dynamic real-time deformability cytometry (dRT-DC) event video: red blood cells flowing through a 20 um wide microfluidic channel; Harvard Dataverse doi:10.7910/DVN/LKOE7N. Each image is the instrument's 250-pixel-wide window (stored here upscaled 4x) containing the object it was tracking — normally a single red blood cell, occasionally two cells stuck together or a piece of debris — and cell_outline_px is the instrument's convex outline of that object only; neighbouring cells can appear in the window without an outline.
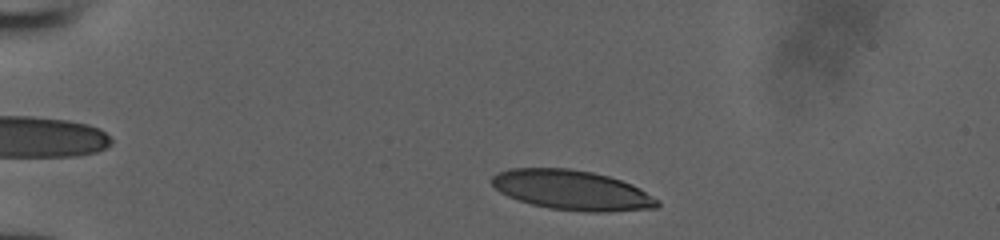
{"species": "human", "species_latin": "Homo sapiens", "temperature_condition": "room temperature", "stored_images_in_passage": 37, "camera_frame_rate_fps": 3000, "um_per_image_px": 0.085, "donor": {"sex": "male"}, "frame": {"image": 1, "passage_image": 4, "time_ms": 1.0, "image_size_px": [1000, 240], "cell_outline_px": [[660, 204], [656, 208], [608, 212], [584, 212], [548, 208], [532, 204], [508, 196], [500, 192], [492, 184], [492, 176], [496, 172], [508, 168], [568, 168], [592, 172], [608, 176], [632, 184], [640, 188], [660, 200]], "centroid_in_image_um": [48.63, 16.16], "position_along_channel_um": 36.4, "area_um2": 38.55}}
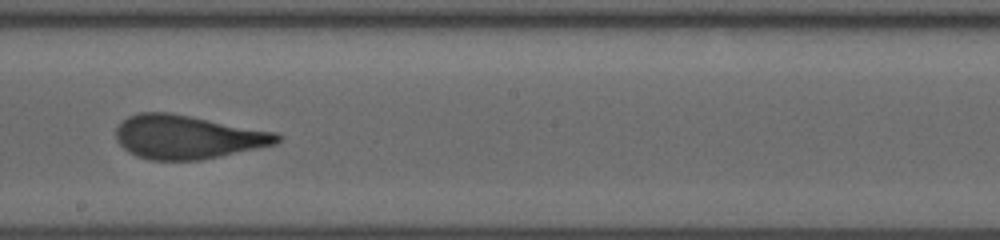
{"frame": {"image": 2, "passage_image": 23, "time_ms": 7.333, "image_size_px": [1000, 240], "cell_outline_px": [[280, 140], [276, 144], [220, 156], [200, 160], [148, 160], [136, 156], [128, 152], [116, 140], [116, 128], [128, 116], [140, 112], [168, 112], [276, 132], [280, 136]], "centroid_in_image_um": [15.9, 11.65], "position_along_channel_um": 232.3, "area_um2": 40.81}}
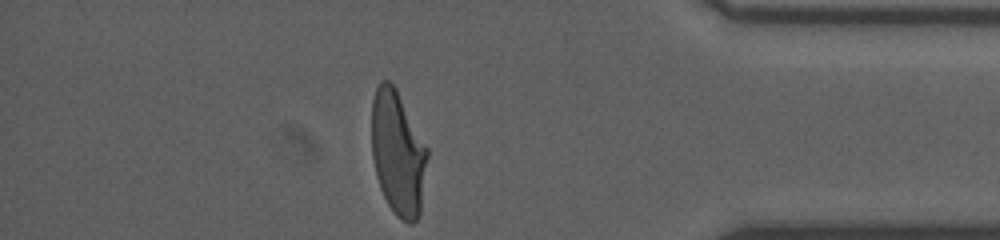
{"frame": {"image": 3, "passage_image": 37, "time_ms": 12.0, "image_size_px": [1000, 240], "cell_outline_px": [[428, 156], [420, 216], [412, 224], [408, 224], [396, 216], [388, 204], [380, 188], [376, 176], [372, 156], [372, 100], [376, 88], [380, 80], [388, 80], [396, 88], [428, 148]], "centroid_in_image_um": [33.83, 13.03], "position_along_channel_um": 401.4, "area_um2": 40.63}}